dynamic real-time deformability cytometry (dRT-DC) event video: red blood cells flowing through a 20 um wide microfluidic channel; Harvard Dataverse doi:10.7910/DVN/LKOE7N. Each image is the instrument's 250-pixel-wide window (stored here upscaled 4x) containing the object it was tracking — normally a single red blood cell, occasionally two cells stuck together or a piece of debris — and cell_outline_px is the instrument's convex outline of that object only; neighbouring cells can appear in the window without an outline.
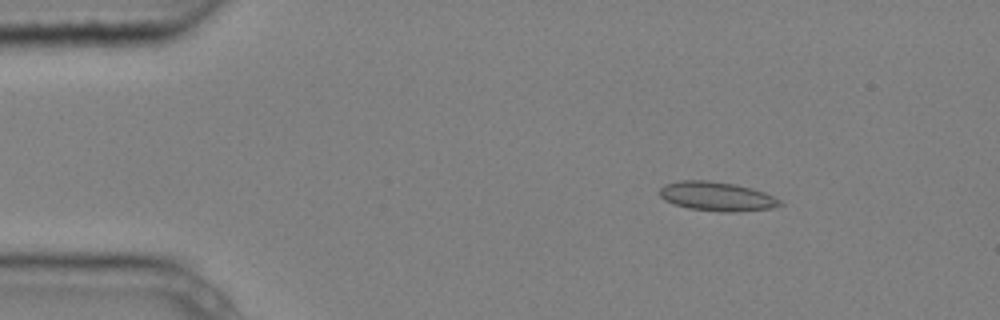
{"species": "common noctule bat (a hibernating species)", "species_latin": "Nyctalus noctula", "temperature_condition": "cold", "stored_images_in_passage": 4, "camera_frame_rate_fps": 3000, "um_per_image_px": 0.085, "animal": {"sex": "male", "body_mass_g": 20.4}, "frame": {"image": 1, "passage_image": 2, "time_ms": 0.333, "image_size_px": [1000, 320], "cell_outline_px": [[784, 204], [772, 208], [732, 212], [724, 212], [688, 208], [664, 200], [660, 196], [660, 188], [664, 184], [680, 180], [708, 180], [736, 184], [752, 188], [764, 192], [780, 200]], "centroid_in_image_um": [60.92, 16.68], "position_along_channel_um": 24.1, "area_um2": 20.4}}